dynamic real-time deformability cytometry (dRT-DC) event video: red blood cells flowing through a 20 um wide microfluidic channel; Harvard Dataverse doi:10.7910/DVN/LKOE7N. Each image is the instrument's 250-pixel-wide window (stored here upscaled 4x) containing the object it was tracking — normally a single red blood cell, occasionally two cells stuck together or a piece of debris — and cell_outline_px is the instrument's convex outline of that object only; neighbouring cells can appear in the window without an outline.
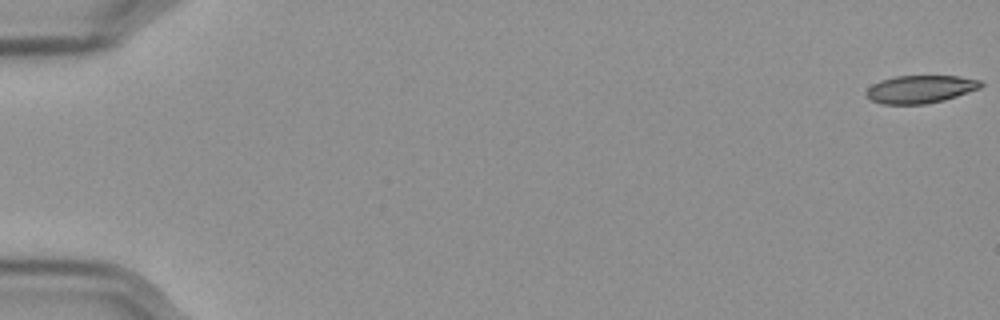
{"species": "Egyptian fruit bat (a non-hibernating species)", "species_latin": "Rousettus aegyptiacus", "temperature_condition": "cold", "stored_images_in_passage": 58, "camera_frame_rate_fps": 3000, "um_per_image_px": 0.085, "frame": {"image": 1, "passage_image": 1, "time_ms": 0.0, "image_size_px": [1000, 320], "cell_outline_px": [[984, 84], [980, 88], [944, 100], [924, 104], [880, 104], [864, 96], [864, 92], [872, 84], [880, 80], [892, 76], [960, 76], [980, 80]], "centroid_in_image_um": [78.18, 7.58], "position_along_channel_um": 6.8, "area_um2": 18.73}}
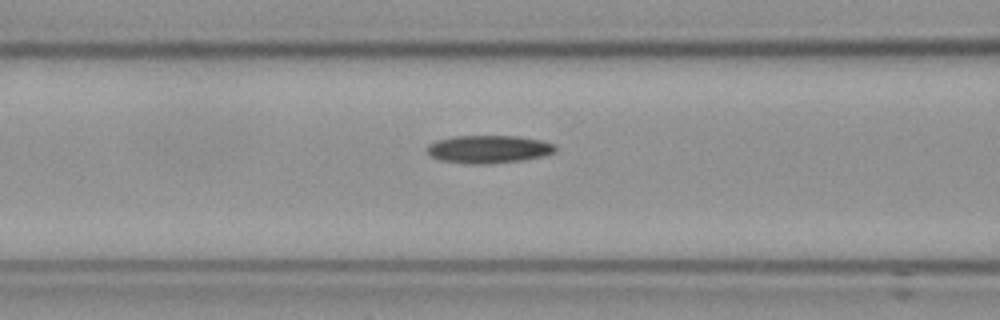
{"frame": {"image": 2, "passage_image": 25, "time_ms": 8.0, "image_size_px": [1000, 320], "cell_outline_px": [[556, 152], [544, 156], [520, 160], [484, 164], [468, 164], [440, 160], [432, 156], [428, 152], [428, 144], [436, 140], [452, 136], [516, 136], [540, 140], [556, 144]], "centroid_in_image_um": [41.54, 12.67], "position_along_channel_um": 125.1, "area_um2": 20.81}}
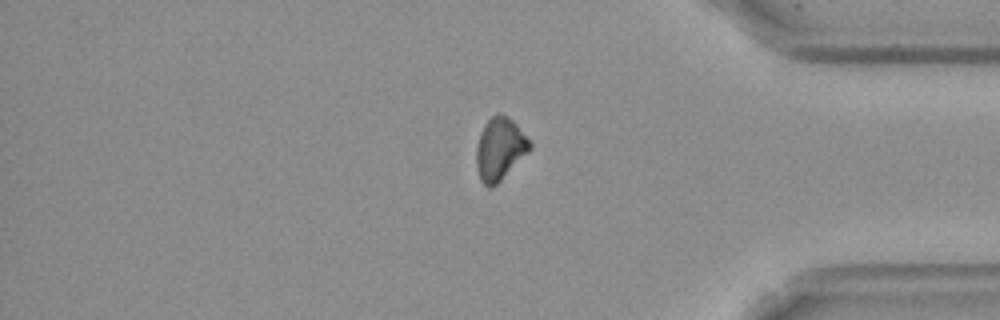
{"frame": {"image": 3, "passage_image": 49, "time_ms": 16.0, "image_size_px": [1000, 320], "cell_outline_px": [[532, 148], [492, 188], [488, 188], [480, 180], [476, 168], [476, 144], [480, 132], [484, 124], [496, 112], [500, 112], [508, 116], [516, 124], [532, 144]], "centroid_in_image_um": [42.45, 12.63], "position_along_channel_um": 392.7, "area_um2": 19.48}}